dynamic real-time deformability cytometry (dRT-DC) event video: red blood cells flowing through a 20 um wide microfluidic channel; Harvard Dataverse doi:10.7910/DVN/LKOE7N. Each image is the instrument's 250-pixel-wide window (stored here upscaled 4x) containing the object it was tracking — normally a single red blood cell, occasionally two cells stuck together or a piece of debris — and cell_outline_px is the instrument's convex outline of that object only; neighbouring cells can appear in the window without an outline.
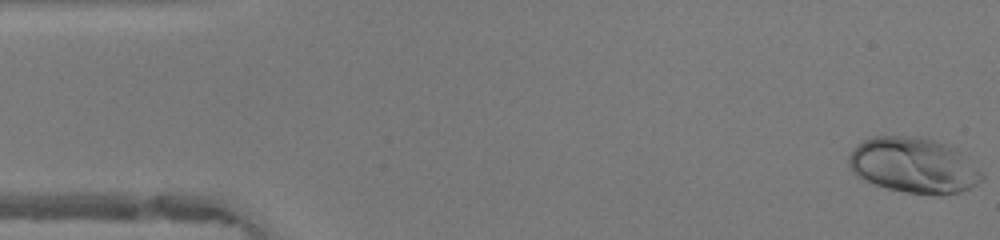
{"species": "human", "species_latin": "Homo sapiens", "temperature_condition": "warm", "stored_images_in_passage": 48, "camera_frame_rate_fps": 3000, "um_per_image_px": 0.085, "donor": {"sex": "female"}, "frame": {"image": 1, "passage_image": 1, "time_ms": 0.0, "image_size_px": [1000, 240], "cell_outline_px": [[984, 176], [972, 188], [960, 192], [940, 196], [908, 192], [888, 188], [872, 184], [856, 176], [852, 172], [848, 164], [848, 156], [852, 148], [856, 144], [872, 136], [916, 136], [932, 140], [956, 148], [984, 172]], "centroid_in_image_um": [77.65, 14.06], "position_along_channel_um": 7.4, "area_um2": 43.47}}
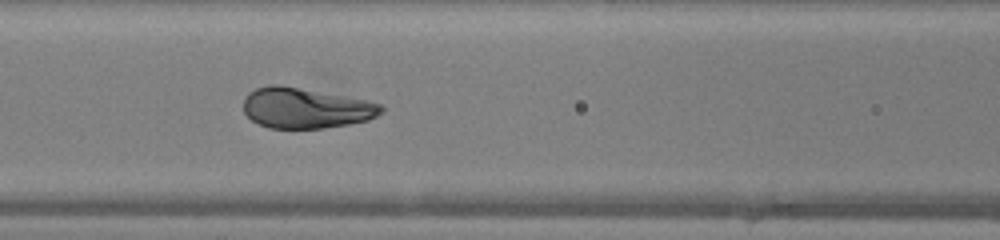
{"frame": {"image": 2, "passage_image": 20, "time_ms": 6.333, "image_size_px": [1000, 240], "cell_outline_px": [[384, 112], [368, 120], [348, 124], [324, 128], [268, 128], [252, 120], [244, 112], [244, 96], [248, 92], [256, 88], [268, 84], [280, 84], [368, 100], [380, 104], [384, 108]], "centroid_in_image_um": [25.97, 9.17], "position_along_channel_um": 140.6, "area_um2": 32.66}}
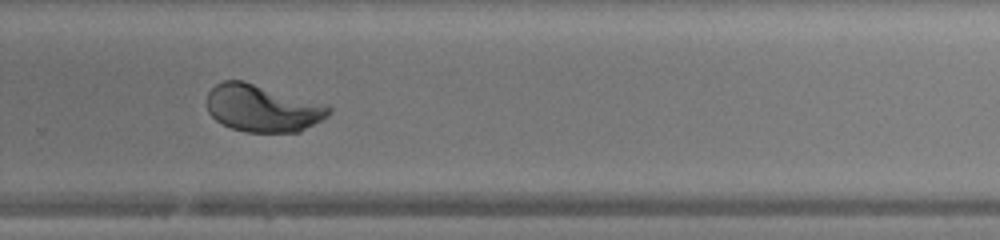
{"frame": {"image": 3, "passage_image": 32, "time_ms": 10.333, "image_size_px": [1000, 240], "cell_outline_px": [[332, 112], [328, 116], [300, 132], [244, 132], [220, 124], [208, 112], [208, 92], [216, 84], [224, 80], [244, 80], [328, 104], [332, 108]], "centroid_in_image_um": [22.34, 9.19], "position_along_channel_um": 307.5, "area_um2": 33.93}}